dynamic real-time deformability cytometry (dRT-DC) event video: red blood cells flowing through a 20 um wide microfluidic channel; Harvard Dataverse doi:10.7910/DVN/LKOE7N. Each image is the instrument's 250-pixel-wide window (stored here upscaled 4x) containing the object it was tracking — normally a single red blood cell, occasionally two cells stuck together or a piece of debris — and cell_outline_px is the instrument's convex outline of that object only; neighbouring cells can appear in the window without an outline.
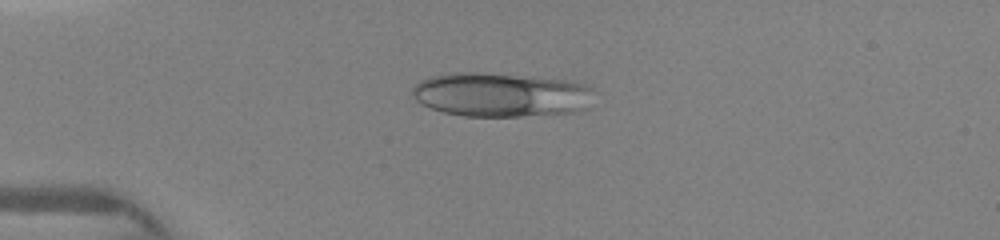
{"species": "human", "species_latin": "Homo sapiens", "temperature_condition": "warm", "stored_images_in_passage": 12, "camera_frame_rate_fps": 3000, "um_per_image_px": 0.085, "donor": {"sex": "female"}, "frame": {"image": 1, "passage_image": 3, "time_ms": 1.0, "image_size_px": [1000, 240], "cell_outline_px": [[592, 88], [588, 108], [572, 112], [520, 116], [464, 116], [444, 112], [420, 104], [416, 100], [412, 92], [412, 88], [420, 80], [432, 76], [448, 72], [476, 72], [532, 76], [572, 80], [588, 84]], "centroid_in_image_um": [42.58, 8.03], "position_along_channel_um": 42.4, "area_um2": 47.05}}
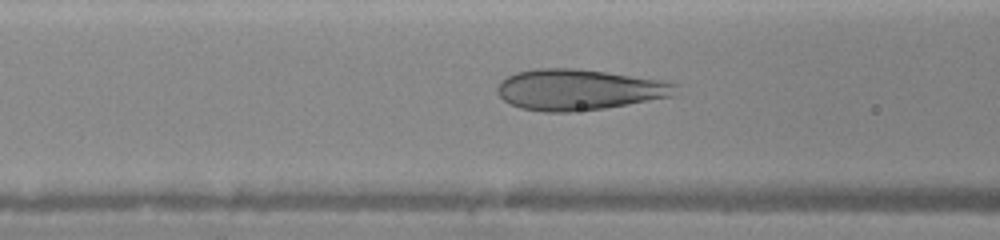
{"frame": {"image": 2, "passage_image": 9, "time_ms": 3.333, "image_size_px": [1000, 240], "cell_outline_px": [[676, 84], [672, 96], [628, 104], [604, 108], [572, 112], [544, 112], [520, 108], [504, 100], [496, 92], [496, 88], [508, 76], [516, 72], [536, 68], [576, 68], [664, 80]], "centroid_in_image_um": [49.17, 7.62], "position_along_channel_um": 117.4, "area_um2": 42.19}}
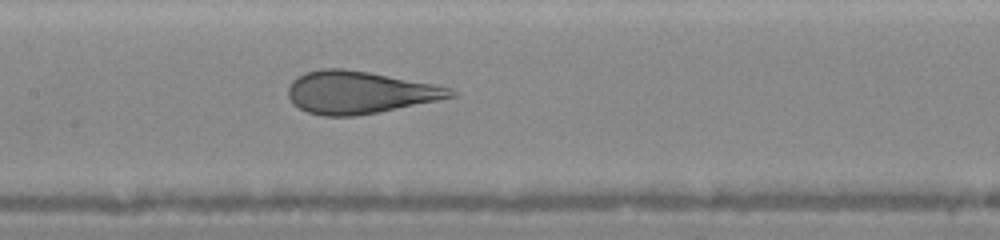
{"frame": {"image": 3, "passage_image": 12, "time_ms": 4.667, "image_size_px": [1000, 240], "cell_outline_px": [[460, 96], [356, 116], [324, 116], [308, 112], [292, 104], [288, 96], [288, 88], [292, 80], [296, 76], [304, 72], [320, 68], [340, 68], [368, 72], [432, 84], [452, 88]], "centroid_in_image_um": [30.53, 7.85], "position_along_channel_um": 176.9, "area_um2": 40.17}}